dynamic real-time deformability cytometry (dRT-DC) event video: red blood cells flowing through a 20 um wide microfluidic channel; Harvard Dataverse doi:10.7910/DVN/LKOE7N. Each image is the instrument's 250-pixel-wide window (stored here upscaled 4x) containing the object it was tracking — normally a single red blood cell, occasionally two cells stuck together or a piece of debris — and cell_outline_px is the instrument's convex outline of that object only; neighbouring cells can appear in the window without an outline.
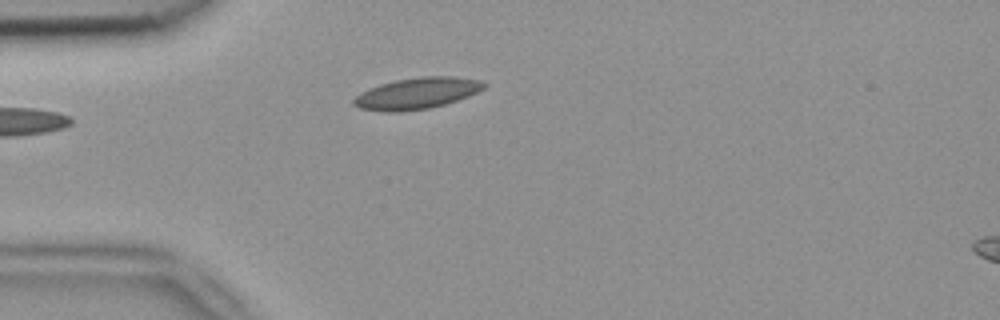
{"species": "common noctule bat (a hibernating species)", "species_latin": "Nyctalus noctula", "temperature_condition": "room temperature", "stored_images_in_passage": 5, "camera_frame_rate_fps": 3000, "um_per_image_px": 0.085, "animal": {"sex": "female", "body_mass_g": 18.4}, "frame": {"image": 1, "passage_image": 3, "time_ms": 0.667, "image_size_px": [1000, 320], "cell_outline_px": [[488, 84], [484, 88], [468, 96], [444, 104], [428, 108], [400, 112], [384, 112], [360, 108], [352, 104], [352, 100], [360, 92], [380, 84], [396, 80], [420, 76], [456, 76], [480, 80]], "centroid_in_image_um": [35.42, 7.93], "position_along_channel_um": 49.6, "area_um2": 23.81}}